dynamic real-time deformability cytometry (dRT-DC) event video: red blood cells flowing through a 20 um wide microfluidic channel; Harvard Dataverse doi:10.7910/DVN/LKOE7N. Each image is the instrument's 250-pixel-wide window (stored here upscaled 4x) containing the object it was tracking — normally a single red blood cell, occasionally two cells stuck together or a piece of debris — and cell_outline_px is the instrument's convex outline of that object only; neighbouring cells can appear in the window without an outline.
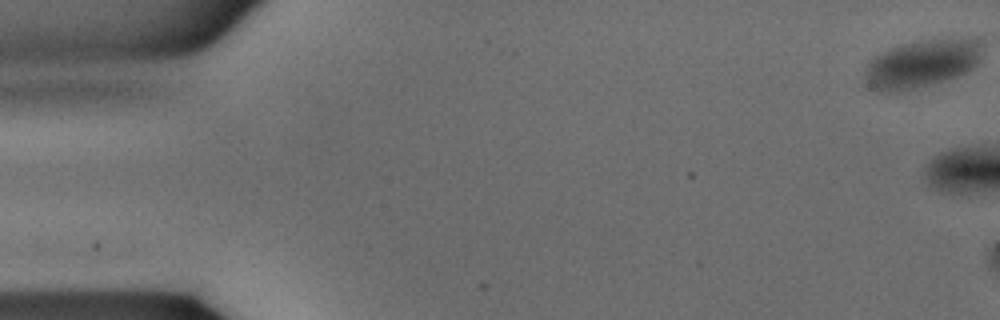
{"species": "common noctule bat (a hibernating species)", "species_latin": "Nyctalus noctula", "temperature_condition": "warm", "stored_images_in_passage": 3, "camera_frame_rate_fps": 3000, "um_per_image_px": 0.085, "animal": {"sex": "male", "body_mass_g": 15.6}, "frame": {"image": 1, "passage_image": 1, "time_ms": 0.0, "image_size_px": [1000, 320], "cell_outline_px": [[984, 44], [980, 60], [968, 72], [960, 76], [924, 88], [896, 96], [876, 92], [868, 88], [864, 84], [864, 68], [868, 60], [880, 52], [904, 44], [928, 40], [976, 40]], "centroid_in_image_um": [78.24, 5.54], "position_along_channel_um": 6.8, "area_um2": 34.1}}